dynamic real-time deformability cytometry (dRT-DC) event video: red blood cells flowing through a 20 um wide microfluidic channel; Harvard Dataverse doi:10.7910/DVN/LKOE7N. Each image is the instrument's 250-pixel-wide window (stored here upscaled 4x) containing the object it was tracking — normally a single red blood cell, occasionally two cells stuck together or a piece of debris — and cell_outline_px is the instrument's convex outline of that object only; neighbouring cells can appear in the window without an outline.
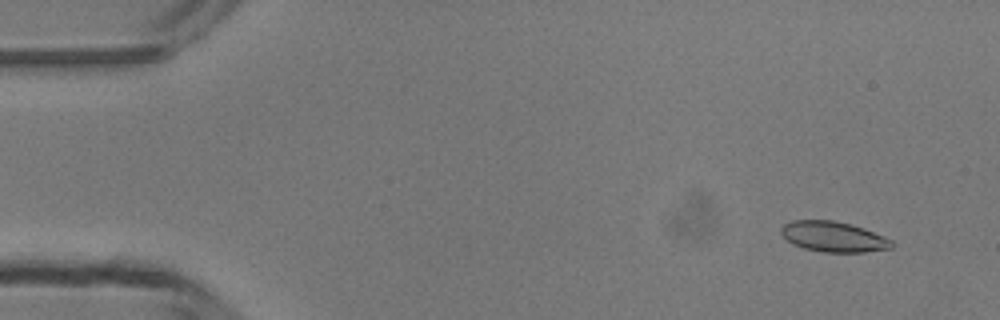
{"species": "common noctule bat (a hibernating species)", "species_latin": "Nyctalus noctula", "temperature_condition": "room temperature", "stored_images_in_passage": 49, "camera_frame_rate_fps": 3000, "um_per_image_px": 0.085, "animal": {"sex": "male", "body_mass_g": 13.3}, "frame": {"image": 1, "passage_image": 4, "time_ms": 1.0, "image_size_px": [1000, 320], "cell_outline_px": [[896, 244], [892, 248], [864, 252], [824, 252], [804, 248], [792, 244], [780, 232], [780, 228], [784, 224], [792, 220], [832, 220], [852, 224], [864, 228], [884, 236], [892, 240]], "centroid_in_image_um": [70.87, 20.11], "position_along_channel_um": 14.1, "area_um2": 19.71}}
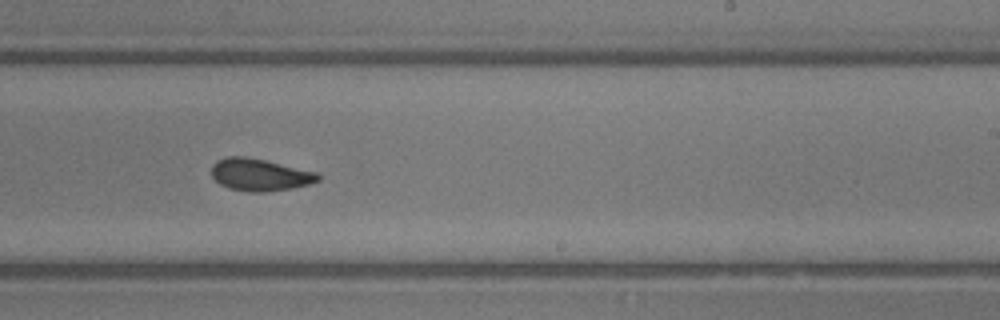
{"frame": {"image": 2, "passage_image": 30, "time_ms": 9.667, "image_size_px": [1000, 320], "cell_outline_px": [[320, 180], [308, 184], [292, 188], [264, 192], [252, 192], [228, 188], [220, 184], [212, 176], [212, 164], [216, 160], [224, 156], [244, 156], [264, 160], [320, 172]], "centroid_in_image_um": [22.09, 14.84], "position_along_channel_um": 266.9, "area_um2": 20.11}}
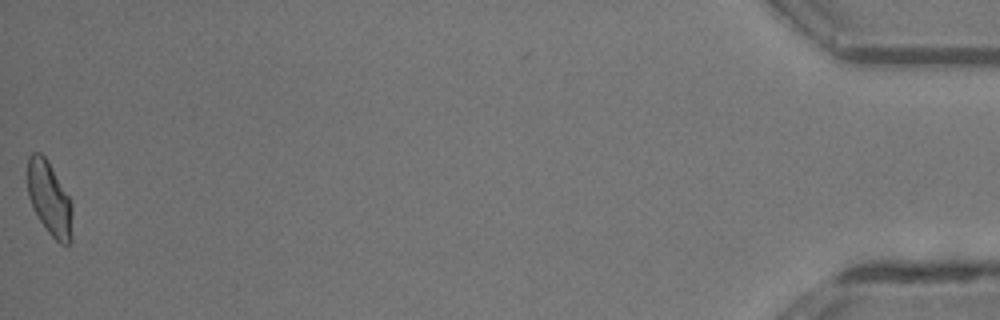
{"frame": {"image": 3, "passage_image": 49, "time_ms": 16.0, "image_size_px": [1000, 320], "cell_outline_px": [[72, 244], [60, 244], [48, 232], [32, 208], [28, 196], [28, 156], [32, 152], [40, 152], [44, 156], [68, 196], [72, 204]], "centroid_in_image_um": [4.2, 16.93], "position_along_channel_um": 431.0, "area_um2": 19.07}, "authors_computed_cell_mechanics": {"area_um2": 19.8832, "velocity_mm_per_s": 4.2419, "shape_relaxation_time_tau1_ms": 10.1558, "shape_relaxation_time_tau2_ms": 2.1218, "deformation_change_tau1": 0.204, "deformation_change_tau2": 0.0596}}